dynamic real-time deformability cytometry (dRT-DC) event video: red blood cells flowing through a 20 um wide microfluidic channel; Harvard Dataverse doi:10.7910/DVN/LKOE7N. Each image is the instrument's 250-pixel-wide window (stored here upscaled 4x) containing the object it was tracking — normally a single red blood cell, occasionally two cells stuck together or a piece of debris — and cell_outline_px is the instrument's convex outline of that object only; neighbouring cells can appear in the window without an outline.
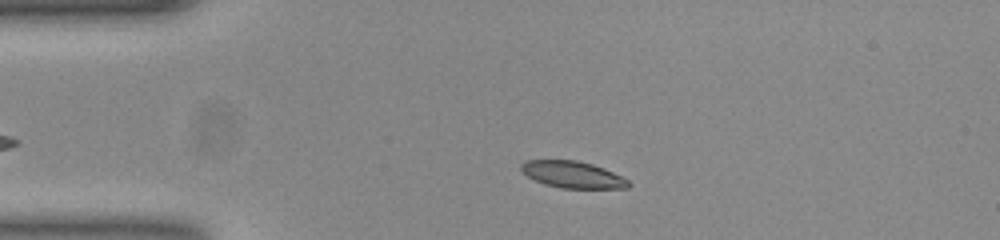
{"species": "common noctule bat (a hibernating species)", "species_latin": "Nyctalus noctula", "temperature_condition": "room temperature", "stored_images_in_passage": 43, "camera_frame_rate_fps": 3000, "um_per_image_px": 0.085, "animal": {"sex": "female", "body_mass_g": 23.0, "forearm_length_mm": 53.4}, "frame": {"image": 1, "passage_image": 2, "time_ms": 0.333, "image_size_px": [1000, 240], "cell_outline_px": [[632, 184], [628, 188], [564, 188], [544, 184], [528, 176], [520, 168], [520, 164], [528, 160], [576, 160], [592, 164], [604, 168], [628, 180]], "centroid_in_image_um": [48.69, 14.84], "position_along_channel_um": 36.3, "area_um2": 16.53}}
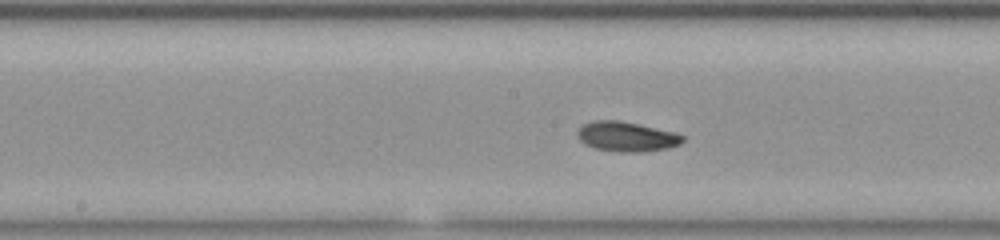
{"frame": {"image": 2, "passage_image": 17, "time_ms": 5.333, "image_size_px": [1000, 240], "cell_outline_px": [[684, 140], [680, 144], [668, 148], [636, 152], [620, 152], [596, 148], [584, 144], [580, 140], [576, 132], [584, 124], [592, 120], [620, 120], [672, 132], [684, 136]], "centroid_in_image_um": [53.23, 11.61], "position_along_channel_um": 195.0, "area_um2": 18.03}}
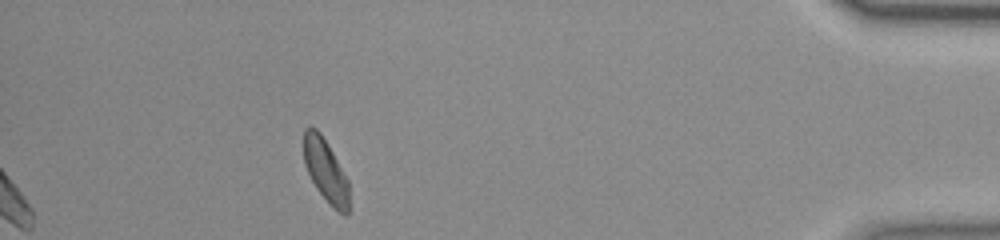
{"frame": {"image": 3, "passage_image": 38, "time_ms": 12.333, "image_size_px": [1000, 240], "cell_outline_px": [[348, 212], [344, 216], [316, 188], [304, 164], [304, 128], [316, 128], [320, 132], [332, 152], [348, 180]], "centroid_in_image_um": [27.66, 14.46], "position_along_channel_um": 407.5, "area_um2": 15.95}, "authors_computed_cell_mechanics": {"area_um2": 17.1666, "velocity_mm_per_s": 3.8581, "shape_relaxation_time_tau1_ms": 4.0786, "shape_relaxation_time_tau2_ms": 1.8429, "deformation_change_tau1": 0.1366, "deformation_change_tau2": 0.0719}}